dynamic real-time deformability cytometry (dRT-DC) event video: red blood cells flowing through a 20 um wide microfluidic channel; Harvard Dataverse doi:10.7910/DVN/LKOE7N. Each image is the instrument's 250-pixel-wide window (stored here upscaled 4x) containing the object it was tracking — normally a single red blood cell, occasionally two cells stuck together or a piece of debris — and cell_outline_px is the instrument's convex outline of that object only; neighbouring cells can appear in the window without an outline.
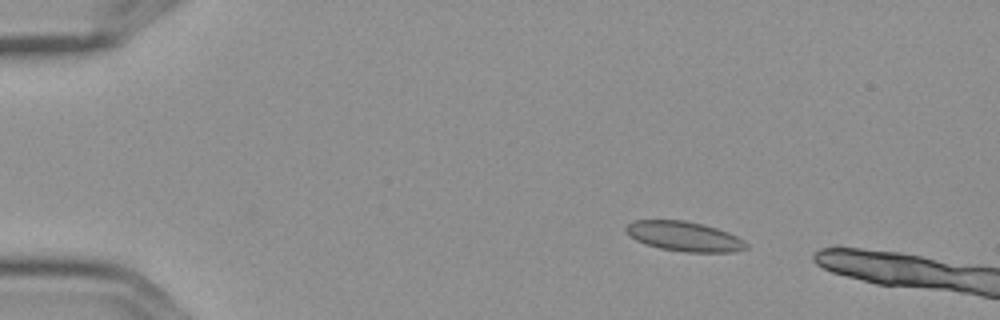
{"species": "Egyptian fruit bat (a non-hibernating species)", "species_latin": "Rousettus aegyptiacus", "temperature_condition": "cold", "stored_images_in_passage": 3, "camera_frame_rate_fps": 3000, "um_per_image_px": 0.085, "frame": {"image": 1, "passage_image": 2, "time_ms": 0.333, "image_size_px": [1000, 320], "cell_outline_px": [[748, 248], [732, 252], [684, 252], [660, 248], [644, 244], [628, 236], [624, 228], [632, 220], [684, 220], [704, 224], [728, 232], [744, 240], [748, 244]], "centroid_in_image_um": [58.14, 20.09], "position_along_channel_um": 26.9, "area_um2": 21.04}}